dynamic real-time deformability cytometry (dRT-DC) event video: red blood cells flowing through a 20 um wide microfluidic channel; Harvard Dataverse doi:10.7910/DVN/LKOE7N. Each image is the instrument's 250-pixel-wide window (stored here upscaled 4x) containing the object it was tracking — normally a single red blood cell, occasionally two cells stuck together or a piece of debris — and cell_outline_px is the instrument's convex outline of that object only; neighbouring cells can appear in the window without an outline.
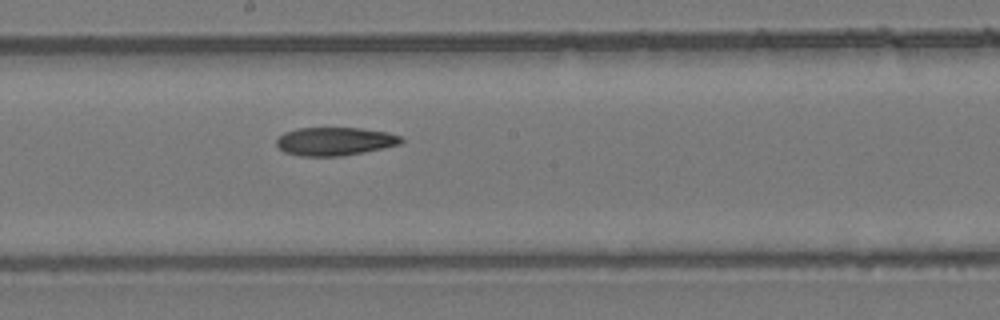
{"species": "common noctule bat (a hibernating species)", "species_latin": "Nyctalus noctula", "temperature_condition": "room temperature", "stored_images_in_passage": 6, "segment_of_instrument_passage": [1, 2], "camera_frame_rate_fps": 3000, "um_per_image_px": 0.085, "animal": {"sex": "female", "body_mass_g": 24.6, "forearm_length_mm": 56.2}, "frame": {"image": 1, "passage_image": 5, "time_ms": 5.667, "image_size_px": [1000, 320], "cell_outline_px": [[404, 140], [400, 144], [340, 156], [300, 156], [284, 152], [276, 144], [276, 140], [284, 132], [296, 128], [360, 128], [388, 132], [400, 136]], "centroid_in_image_um": [28.42, 12.0], "position_along_channel_um": 219.8, "area_um2": 20.35}}